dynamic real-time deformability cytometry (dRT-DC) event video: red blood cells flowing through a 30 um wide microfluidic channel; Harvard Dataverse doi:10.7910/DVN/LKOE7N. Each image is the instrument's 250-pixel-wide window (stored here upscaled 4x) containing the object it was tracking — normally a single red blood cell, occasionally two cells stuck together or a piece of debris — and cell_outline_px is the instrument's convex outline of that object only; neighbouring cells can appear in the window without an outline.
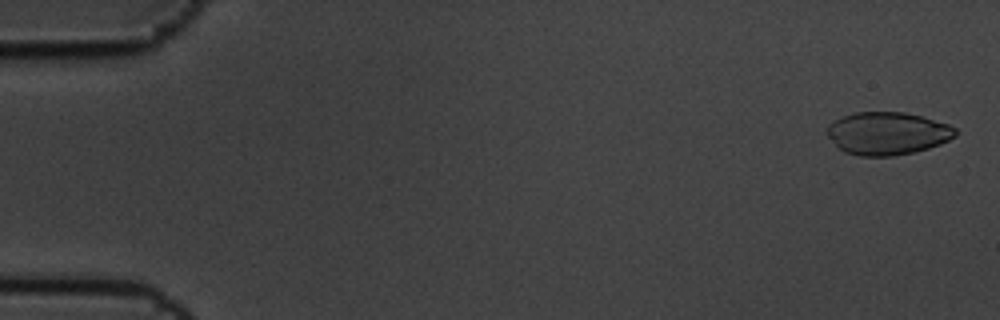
{"species": "common noctule bat (a hibernating species)", "species_latin": "Nyctalus noctula", "temperature_condition": "cold", "stored_images_in_passage": 7, "camera_frame_rate_fps": 3000, "um_per_image_px": 0.085, "animal": {"sex": "male", "body_mass_g": 19.5, "forearm_length_mm": 54.6}, "frame": {"image": 1, "passage_image": 1, "time_ms": 0.0, "image_size_px": [1000, 320], "cell_outline_px": [[956, 136], [940, 144], [928, 148], [912, 152], [892, 156], [860, 156], [844, 152], [836, 148], [824, 132], [828, 124], [844, 116], [856, 112], [904, 112], [920, 116], [948, 124], [956, 128]], "centroid_in_image_um": [75.37, 11.34], "position_along_channel_um": 9.6, "area_um2": 32.08}}